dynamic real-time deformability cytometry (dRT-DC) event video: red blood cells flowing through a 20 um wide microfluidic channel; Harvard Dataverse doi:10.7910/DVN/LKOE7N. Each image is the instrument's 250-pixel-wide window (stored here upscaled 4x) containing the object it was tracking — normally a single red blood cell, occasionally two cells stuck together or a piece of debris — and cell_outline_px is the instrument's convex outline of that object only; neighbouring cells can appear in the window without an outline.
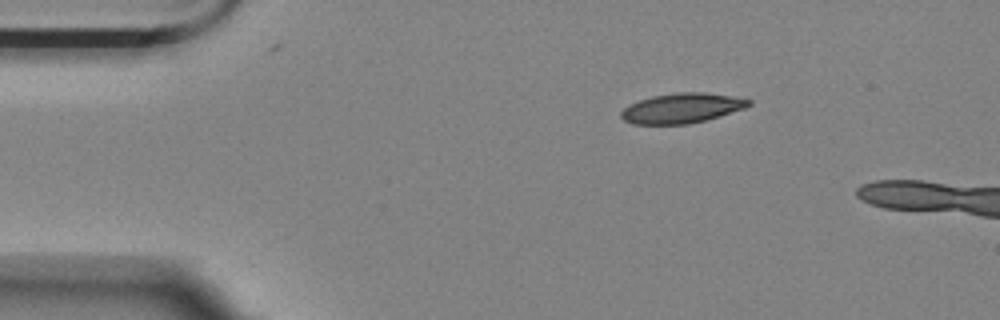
{"species": "Egyptian fruit bat (a non-hibernating species)", "species_latin": "Rousettus aegyptiacus", "temperature_condition": "room temperature", "stored_images_in_passage": 42, "camera_frame_rate_fps": 3000, "um_per_image_px": 0.085, "animal": {"sex": "female"}, "frame": {"image": 1, "passage_image": 1, "time_ms": 0.0, "image_size_px": [1000, 320], "cell_outline_px": [[752, 104], [744, 108], [720, 116], [688, 124], [632, 124], [624, 120], [620, 116], [620, 112], [628, 104], [652, 96], [680, 92], [704, 92], [732, 96], [752, 100]], "centroid_in_image_um": [57.94, 9.19], "position_along_channel_um": 27.1, "area_um2": 22.2}}
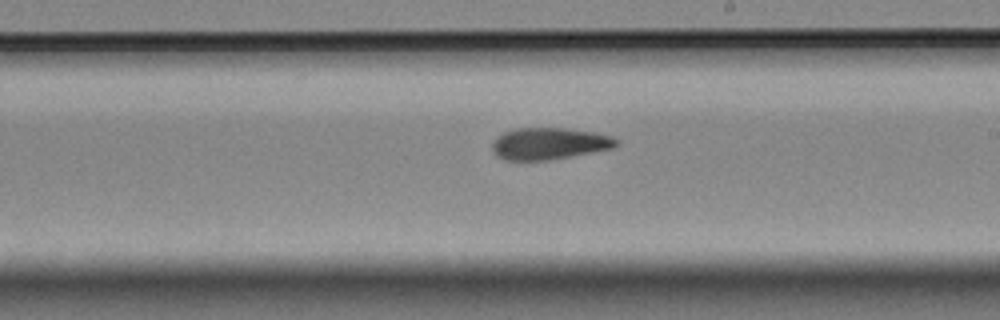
{"frame": {"image": 2, "passage_image": 24, "time_ms": 7.667, "image_size_px": [1000, 320], "cell_outline_px": [[616, 144], [612, 148], [592, 152], [548, 160], [504, 160], [492, 148], [492, 144], [496, 136], [504, 132], [516, 128], [564, 128], [592, 132], [612, 136], [616, 140]], "centroid_in_image_um": [46.65, 12.2], "position_along_channel_um": 242.4, "area_um2": 22.6}}
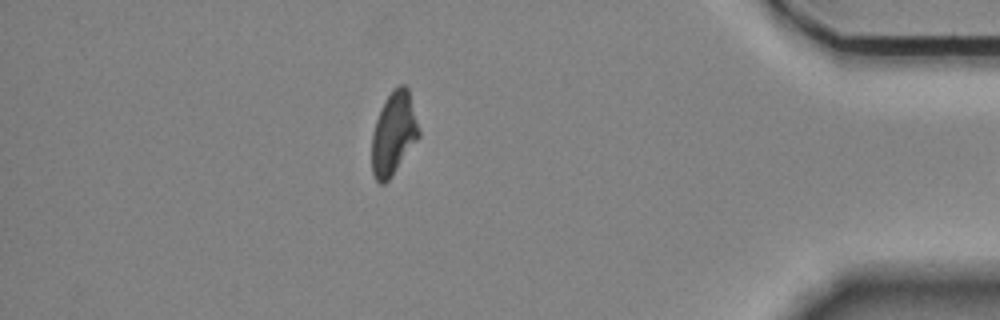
{"frame": {"image": 3, "passage_image": 41, "time_ms": 13.333, "image_size_px": [1000, 320], "cell_outline_px": [[420, 136], [388, 180], [384, 184], [380, 184], [376, 180], [372, 172], [372, 132], [380, 108], [392, 88], [400, 84], [404, 84], [408, 88], [420, 128]], "centroid_in_image_um": [33.46, 11.31], "position_along_channel_um": 401.7, "area_um2": 22.77}}